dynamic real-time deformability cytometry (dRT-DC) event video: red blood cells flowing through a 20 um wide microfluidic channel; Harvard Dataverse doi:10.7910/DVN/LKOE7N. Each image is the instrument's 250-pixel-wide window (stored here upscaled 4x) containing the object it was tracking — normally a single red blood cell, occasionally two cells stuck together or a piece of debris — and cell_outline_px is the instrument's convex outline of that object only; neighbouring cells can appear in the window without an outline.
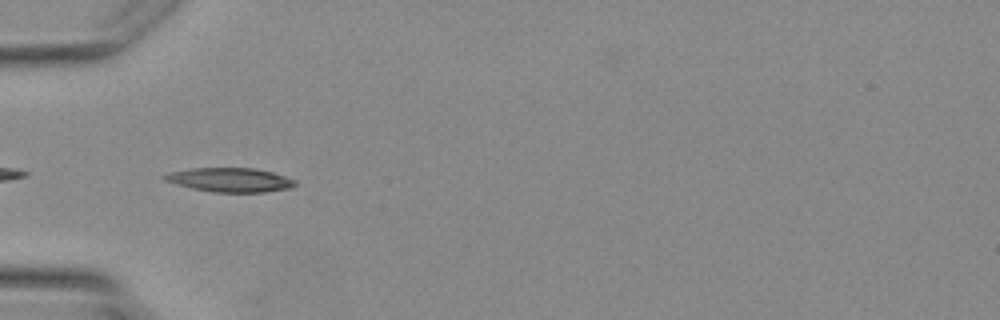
{"species": "Egyptian fruit bat (a non-hibernating species)", "species_latin": "Rousettus aegyptiacus", "temperature_condition": "warm", "stored_images_in_passage": 2, "camera_frame_rate_fps": 3000, "um_per_image_px": 0.085, "animal": {"sex": "female"}, "frame": {"image": 1, "passage_image": 2, "time_ms": 1.333, "image_size_px": [1000, 320], "cell_outline_px": [[296, 184], [292, 188], [264, 192], [212, 192], [192, 188], [176, 184], [164, 180], [160, 176], [168, 172], [192, 168], [252, 168], [272, 172], [296, 180]], "centroid_in_image_um": [19.53, 15.29], "position_along_channel_um": 65.5, "area_um2": 18.38}}